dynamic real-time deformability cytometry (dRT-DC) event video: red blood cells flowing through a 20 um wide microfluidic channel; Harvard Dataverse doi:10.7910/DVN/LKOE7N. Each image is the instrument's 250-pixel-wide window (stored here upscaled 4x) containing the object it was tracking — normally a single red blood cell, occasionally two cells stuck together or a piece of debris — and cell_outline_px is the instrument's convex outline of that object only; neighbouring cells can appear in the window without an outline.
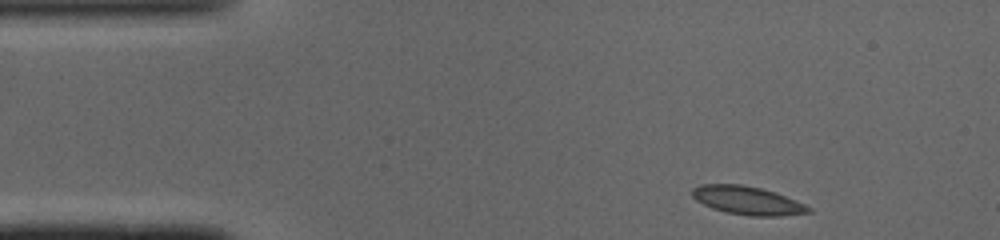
{"species": "common noctule bat (a hibernating species)", "species_latin": "Nyctalus noctula", "temperature_condition": "cold", "stored_images_in_passage": 43, "camera_frame_rate_fps": 3000, "um_per_image_px": 0.085, "animal": {"sex": "male", "body_mass_g": 19.0, "forearm_length_mm": 50.8}, "frame": {"image": 1, "passage_image": 1, "time_ms": 0.0, "image_size_px": [1000, 240], "cell_outline_px": [[812, 212], [780, 216], [748, 216], [728, 212], [712, 208], [696, 200], [692, 196], [692, 188], [700, 184], [740, 184], [760, 188], [776, 192], [804, 204], [812, 208]], "centroid_in_image_um": [63.53, 17.04], "position_along_channel_um": 21.5, "area_um2": 19.19}}
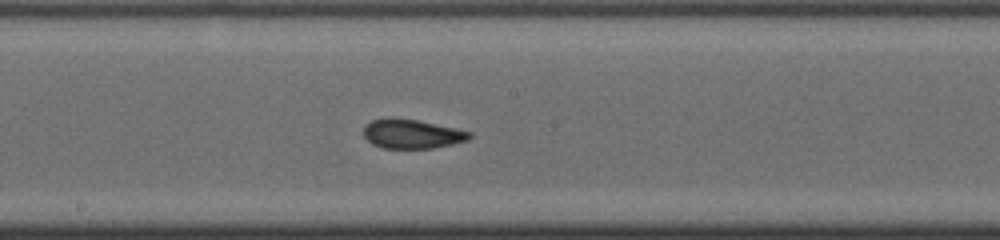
{"frame": {"image": 2, "passage_image": 20, "time_ms": 6.333, "image_size_px": [1000, 240], "cell_outline_px": [[472, 136], [468, 140], [452, 144], [432, 148], [384, 148], [372, 144], [364, 136], [364, 124], [372, 120], [388, 116], [392, 116], [416, 120], [472, 132]], "centroid_in_image_um": [34.97, 11.36], "position_along_channel_um": 213.2, "area_um2": 18.09}}
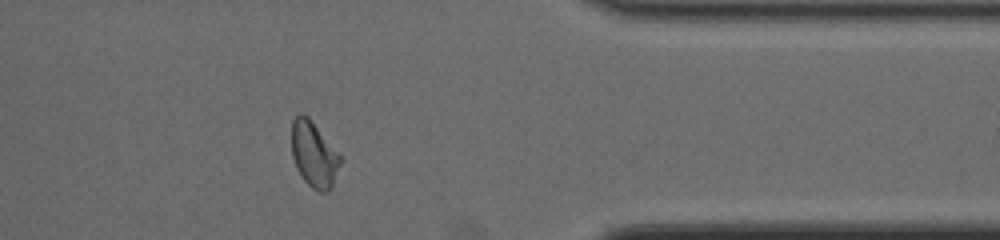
{"frame": {"image": 3, "passage_image": 34, "time_ms": 11.0, "image_size_px": [1000, 240], "cell_outline_px": [[344, 160], [332, 184], [324, 192], [316, 192], [300, 176], [296, 168], [292, 156], [292, 120], [300, 112], [308, 116], [344, 156]], "centroid_in_image_um": [26.72, 13.1], "position_along_channel_um": 384.7, "area_um2": 19.13}, "authors_computed_cell_mechanics": {"area_um2": 18.6694, "velocity_mm_per_s": 4.0561, "shape_relaxation_time_tau1_ms": null, "shape_relaxation_time_tau2_ms": 1.6779, "deformation_change_tau1": null, "deformation_change_tau2": 0.0522}}